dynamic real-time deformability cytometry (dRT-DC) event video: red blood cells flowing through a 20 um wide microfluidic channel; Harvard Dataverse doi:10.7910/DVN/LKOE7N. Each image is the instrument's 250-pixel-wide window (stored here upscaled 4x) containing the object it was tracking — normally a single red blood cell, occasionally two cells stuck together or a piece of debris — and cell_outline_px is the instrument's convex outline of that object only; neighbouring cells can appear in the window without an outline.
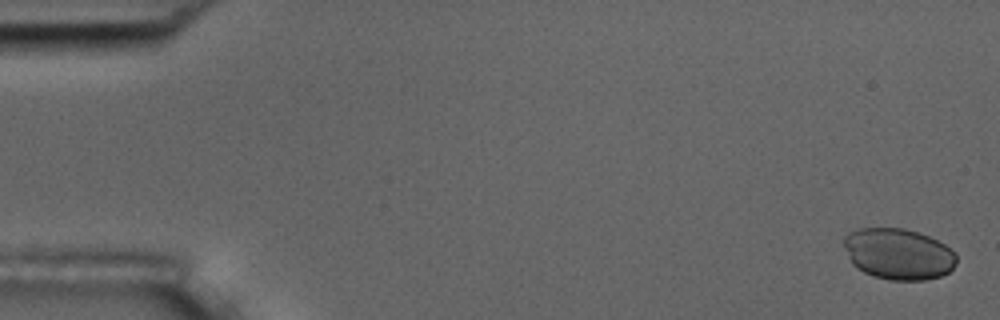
{"species": "common noctule bat (a hibernating species)", "species_latin": "Nyctalus noctula", "temperature_condition": "room temperature", "stored_images_in_passage": 6, "camera_frame_rate_fps": 3000, "um_per_image_px": 0.085, "animal": {"sex": "male", "body_mass_g": 17.5, "forearm_length_mm": 52.3}, "frame": {"image": 1, "passage_image": 1, "time_ms": 0.0, "image_size_px": [1000, 320], "cell_outline_px": [[956, 264], [948, 272], [940, 276], [924, 280], [892, 280], [872, 276], [856, 268], [852, 264], [844, 248], [844, 236], [848, 232], [860, 228], [904, 228], [928, 236], [944, 244], [956, 256]], "centroid_in_image_um": [76.32, 21.59], "position_along_channel_um": 8.7, "area_um2": 33.47}}